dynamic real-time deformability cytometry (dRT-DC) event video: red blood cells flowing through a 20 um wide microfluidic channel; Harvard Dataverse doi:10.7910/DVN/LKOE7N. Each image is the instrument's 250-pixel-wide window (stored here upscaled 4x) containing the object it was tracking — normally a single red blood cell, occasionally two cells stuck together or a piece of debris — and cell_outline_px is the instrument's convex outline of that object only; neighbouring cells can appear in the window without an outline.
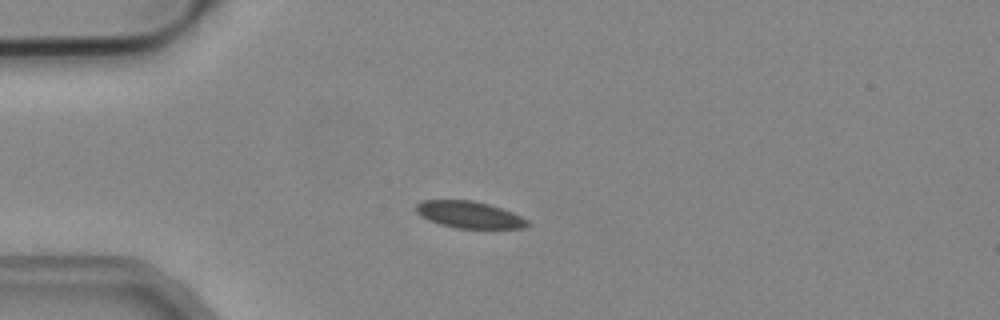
{"species": "common noctule bat (a hibernating species)", "species_latin": "Nyctalus noctula", "temperature_condition": "cold", "stored_images_in_passage": 33, "camera_frame_rate_fps": 3000, "um_per_image_px": 0.085, "animal": {"sex": "male", "body_mass_g": 19.2, "forearm_length_mm": 51.8}, "frame": {"image": 1, "passage_image": 1, "time_ms": 0.0, "image_size_px": [1000, 320], "cell_outline_px": [[532, 224], [524, 228], [456, 228], [440, 224], [428, 220], [420, 216], [416, 212], [416, 204], [424, 200], [472, 200], [488, 204], [512, 212], [528, 220]], "centroid_in_image_um": [39.88, 18.25], "position_along_channel_um": 45.1, "area_um2": 17.4}}
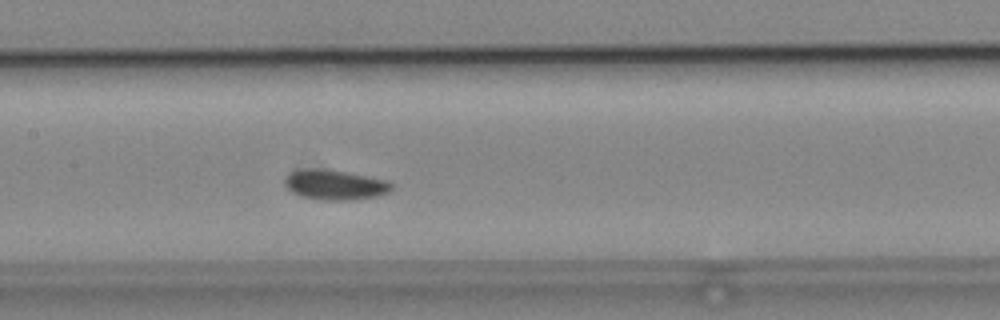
{"frame": {"image": 2, "passage_image": 13, "time_ms": 4.0, "image_size_px": [1000, 320], "cell_outline_px": [[392, 188], [388, 192], [376, 196], [352, 200], [324, 200], [300, 196], [292, 192], [284, 184], [284, 180], [292, 172], [300, 168], [312, 168], [344, 172], [388, 180], [392, 184]], "centroid_in_image_um": [28.46, 15.71], "position_along_channel_um": 178.9, "area_um2": 18.44}}
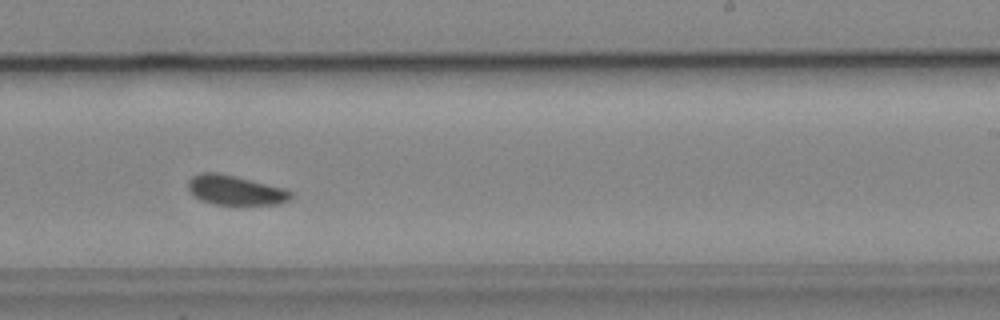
{"frame": {"image": 3, "passage_image": 20, "time_ms": 6.333, "image_size_px": [1000, 320], "cell_outline_px": [[292, 196], [288, 200], [276, 204], [212, 204], [200, 200], [192, 196], [188, 188], [188, 180], [192, 176], [200, 172], [216, 172], [284, 188], [292, 192]], "centroid_in_image_um": [19.93, 16.16], "position_along_channel_um": 269.1, "area_um2": 17.57}, "authors_computed_cell_mechanics": {"area_um2": 17.8602, "velocity_mm_per_s": 3.8812, "shape_relaxation_time_tau1_ms": 4.707, "shape_relaxation_time_tau2_ms": null, "deformation_change_tau1": 0.0471, "deformation_change_tau2": null}}